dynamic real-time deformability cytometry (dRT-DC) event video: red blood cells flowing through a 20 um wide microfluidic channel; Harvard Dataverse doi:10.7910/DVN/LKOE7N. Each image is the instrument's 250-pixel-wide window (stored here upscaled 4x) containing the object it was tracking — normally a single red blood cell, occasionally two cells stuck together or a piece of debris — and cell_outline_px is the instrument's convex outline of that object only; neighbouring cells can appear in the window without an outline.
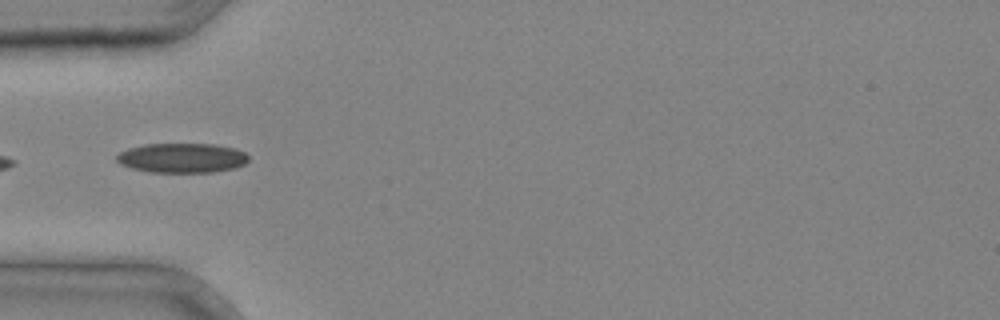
{"species": "common noctule bat (a hibernating species)", "species_latin": "Nyctalus noctula", "temperature_condition": "cold", "stored_images_in_passage": 17, "camera_frame_rate_fps": 3000, "um_per_image_px": 0.085, "animal": {"sex": "male", "body_mass_g": 20.4}, "frame": {"image": 1, "passage_image": 1, "time_ms": 0.0, "image_size_px": [1000, 320], "cell_outline_px": [[248, 160], [244, 164], [236, 168], [212, 172], [152, 172], [132, 168], [120, 164], [116, 160], [116, 156], [120, 152], [128, 148], [144, 144], [212, 144], [236, 148], [244, 152], [248, 156]], "centroid_in_image_um": [15.47, 13.42], "position_along_channel_um": 69.5, "area_um2": 22.77}}